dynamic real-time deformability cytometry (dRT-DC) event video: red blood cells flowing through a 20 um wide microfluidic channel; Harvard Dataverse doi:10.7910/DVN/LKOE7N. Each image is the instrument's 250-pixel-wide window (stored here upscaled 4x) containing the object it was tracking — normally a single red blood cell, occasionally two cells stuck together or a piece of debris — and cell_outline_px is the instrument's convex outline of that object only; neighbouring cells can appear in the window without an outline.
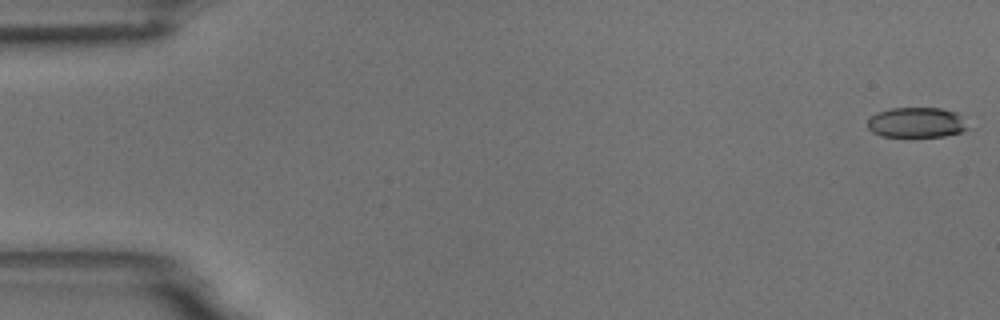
{"species": "common noctule bat (a hibernating species)", "species_latin": "Nyctalus noctula", "temperature_condition": "room temperature", "stored_images_in_passage": 54, "camera_frame_rate_fps": 3000, "um_per_image_px": 0.085, "animal": {"sex": "male", "body_mass_g": 18.8}, "frame": {"image": 1, "passage_image": 1, "time_ms": 0.0, "image_size_px": [1000, 320], "cell_outline_px": [[968, 128], [960, 132], [944, 136], [880, 136], [872, 132], [868, 128], [868, 120], [876, 112], [892, 108], [940, 108], [956, 112], [960, 116]], "centroid_in_image_um": [77.87, 10.41], "position_along_channel_um": 7.1, "area_um2": 17.46}}
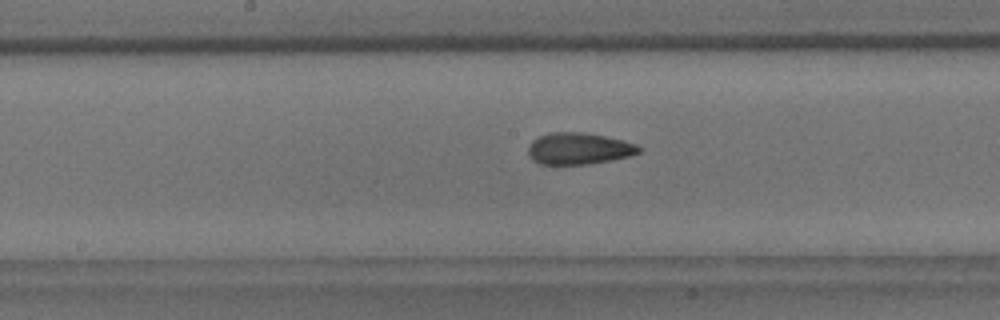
{"frame": {"image": 2, "passage_image": 28, "time_ms": 9.0, "image_size_px": [1000, 320], "cell_outline_px": [[644, 148], [640, 152], [628, 156], [592, 164], [540, 164], [532, 160], [528, 156], [528, 148], [532, 140], [540, 136], [552, 132], [580, 132], [604, 136], [624, 140], [636, 144]], "centroid_in_image_um": [49.2, 12.63], "position_along_channel_um": 199.0, "area_um2": 20.46}}
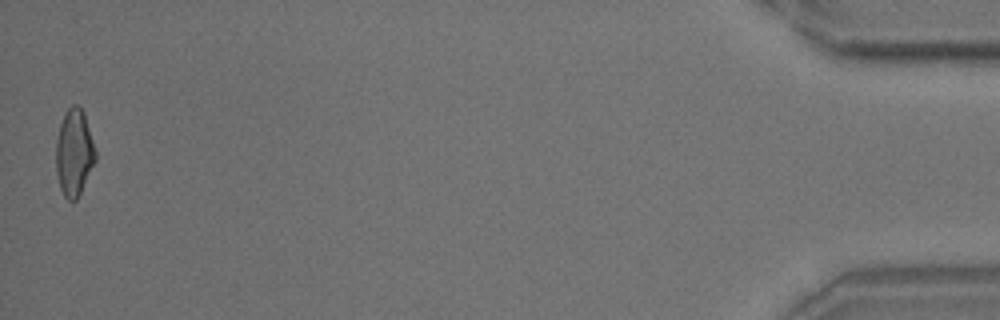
{"frame": {"image": 3, "passage_image": 54, "time_ms": 17.667, "image_size_px": [1000, 320], "cell_outline_px": [[96, 160], [76, 200], [68, 200], [64, 196], [60, 188], [56, 172], [56, 140], [60, 124], [64, 112], [72, 104], [76, 104], [84, 112], [96, 152]], "centroid_in_image_um": [6.29, 12.95], "position_along_channel_um": 428.9, "area_um2": 19.88}, "authors_computed_cell_mechanics": {"area_um2": 19.8254, "velocity_mm_per_s": 3.7306, "shape_relaxation_time_tau1_ms": 6.3523, "shape_relaxation_time_tau2_ms": 2.703, "deformation_change_tau1": 0.1912, "deformation_change_tau2": 0.1113}}